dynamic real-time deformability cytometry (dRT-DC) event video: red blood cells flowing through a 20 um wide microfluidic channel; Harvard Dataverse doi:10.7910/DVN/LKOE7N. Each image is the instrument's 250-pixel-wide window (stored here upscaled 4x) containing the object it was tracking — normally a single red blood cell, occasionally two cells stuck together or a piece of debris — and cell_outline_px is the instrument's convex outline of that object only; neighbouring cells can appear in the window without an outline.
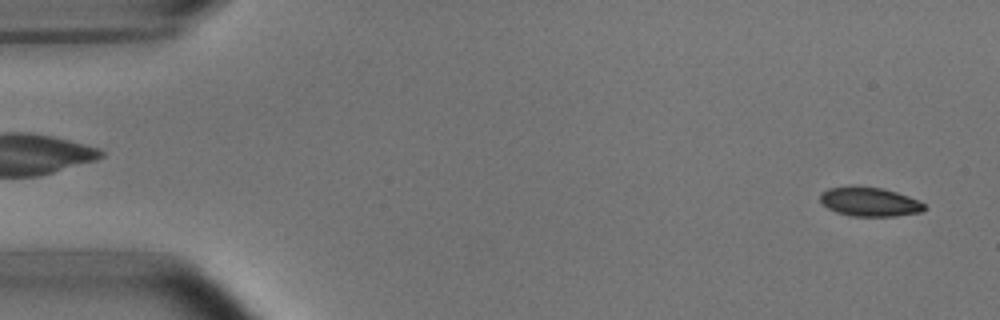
{"species": "common noctule bat (a hibernating species)", "species_latin": "Nyctalus noctula", "temperature_condition": "room temperature", "stored_images_in_passage": 53, "camera_frame_rate_fps": 3000, "um_per_image_px": 0.085, "animal": {"sex": "male", "body_mass_g": 15.6}, "frame": {"image": 1, "passage_image": 2, "time_ms": 0.333, "image_size_px": [1000, 320], "cell_outline_px": [[928, 208], [920, 212], [896, 216], [848, 216], [836, 212], [828, 208], [820, 200], [820, 192], [828, 188], [852, 184], [880, 188], [896, 192], [920, 200]], "centroid_in_image_um": [73.89, 17.13], "position_along_channel_um": 11.1, "area_um2": 18.03}}
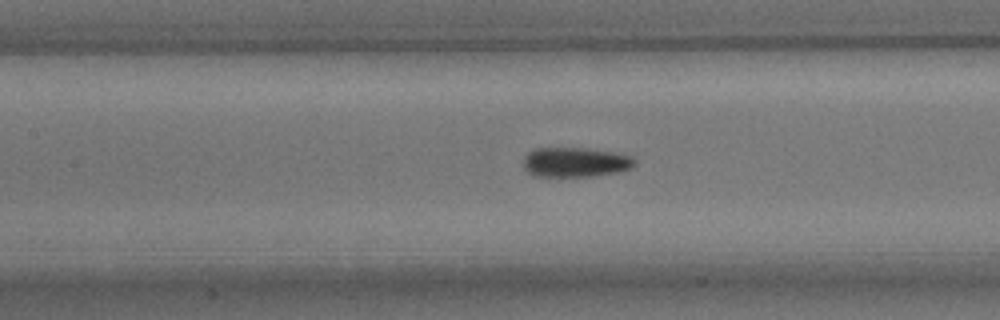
{"frame": {"image": 2, "passage_image": 23, "time_ms": 7.333, "image_size_px": [1000, 320], "cell_outline_px": [[636, 164], [632, 168], [616, 172], [592, 176], [532, 176], [524, 168], [524, 156], [528, 152], [536, 148], [580, 148], [612, 152], [632, 156], [636, 160]], "centroid_in_image_um": [48.89, 13.79], "position_along_channel_um": 158.5, "area_um2": 19.19}}
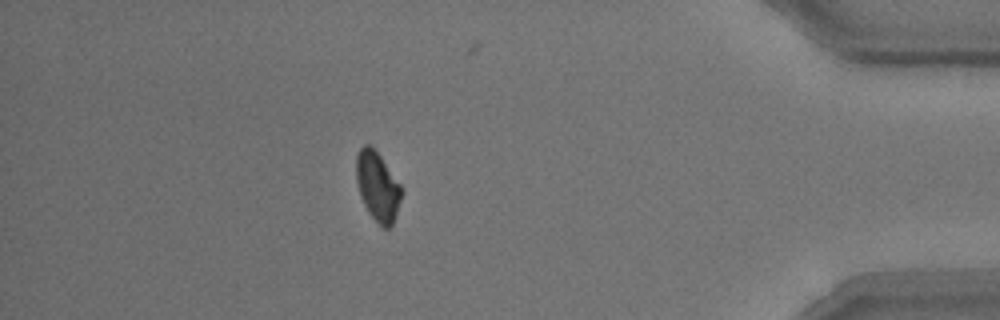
{"frame": {"image": 3, "passage_image": 46, "time_ms": 15.0, "image_size_px": [1000, 320], "cell_outline_px": [[404, 192], [392, 224], [388, 228], [384, 228], [368, 212], [360, 196], [356, 180], [356, 156], [360, 148], [364, 144], [368, 144], [380, 156], [400, 184]], "centroid_in_image_um": [32.09, 15.84], "position_along_channel_um": 403.1, "area_um2": 18.03}, "authors_computed_cell_mechanics": {"area_um2": 18.785, "velocity_mm_per_s": 3.7809, "shape_relaxation_time_tau1_ms": 3.3393, "shape_relaxation_time_tau2_ms": 5.9879, "deformation_change_tau1": 0.0919, "deformation_change_tau2": 0.0741}}